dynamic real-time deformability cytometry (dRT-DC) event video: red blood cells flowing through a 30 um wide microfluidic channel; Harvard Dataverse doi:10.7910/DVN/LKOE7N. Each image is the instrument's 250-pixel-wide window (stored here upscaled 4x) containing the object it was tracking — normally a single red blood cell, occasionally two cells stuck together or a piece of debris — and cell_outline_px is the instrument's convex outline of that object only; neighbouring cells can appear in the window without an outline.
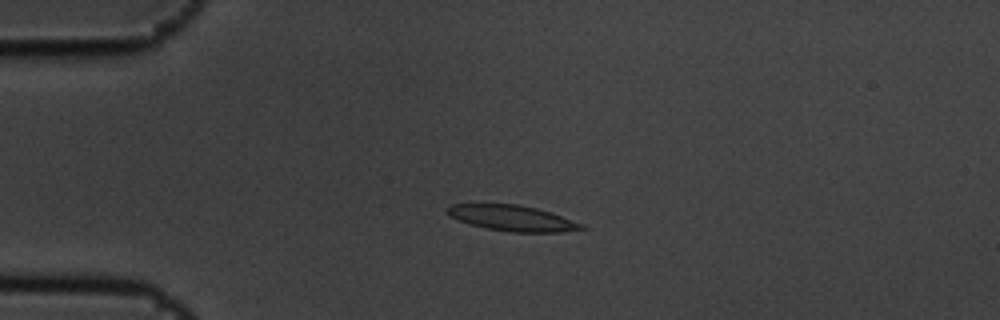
{"species": "common noctule bat (a hibernating species)", "species_latin": "Nyctalus noctula", "temperature_condition": "cold", "stored_images_in_passage": 6, "camera_frame_rate_fps": 3000, "um_per_image_px": 0.085, "animal": {"sex": "male", "body_mass_g": 19.5, "forearm_length_mm": 54.6}, "frame": {"image": 1, "passage_image": 4, "time_ms": 1.0, "image_size_px": [1000, 320], "cell_outline_px": [[588, 228], [560, 232], [512, 232], [484, 228], [468, 224], [448, 216], [448, 208], [452, 204], [516, 204], [536, 208], [584, 224]], "centroid_in_image_um": [43.53, 18.55], "position_along_channel_um": 41.5, "area_um2": 19.94}}
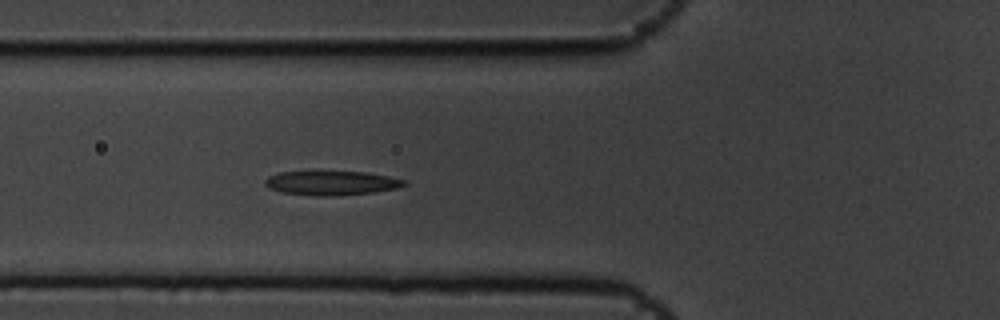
{"frame": {"image": 2, "passage_image": 6, "time_ms": 1.667, "image_size_px": [1000, 320], "cell_outline_px": [[408, 184], [396, 188], [372, 192], [336, 196], [316, 196], [280, 192], [268, 188], [264, 184], [264, 180], [268, 176], [280, 172], [364, 172], [388, 176], [408, 180]], "centroid_in_image_um": [28.16, 15.56], "position_along_channel_um": 97.6, "area_um2": 19.65}}